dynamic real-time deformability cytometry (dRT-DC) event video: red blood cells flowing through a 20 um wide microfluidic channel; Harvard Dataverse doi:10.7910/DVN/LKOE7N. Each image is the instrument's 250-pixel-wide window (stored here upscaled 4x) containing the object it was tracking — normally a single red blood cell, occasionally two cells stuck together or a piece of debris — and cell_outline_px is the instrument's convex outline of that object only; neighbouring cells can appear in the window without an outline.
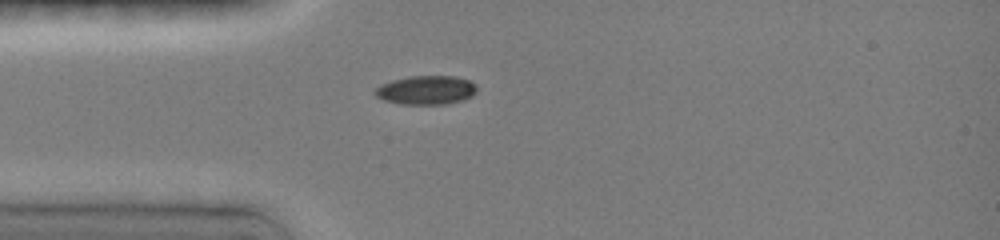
{"species": "common noctule bat (a hibernating species)", "species_latin": "Nyctalus noctula", "temperature_condition": "room temperature", "stored_images_in_passage": 3, "camera_frame_rate_fps": 3000, "um_per_image_px": 0.085, "animal": {"sex": "female", "body_mass_g": 19.0, "forearm_length_mm": 51.5}, "frame": {"image": 1, "passage_image": 1, "time_ms": 0.0, "image_size_px": [1000, 240], "cell_outline_px": [[476, 92], [472, 96], [464, 100], [448, 104], [400, 104], [384, 100], [376, 96], [376, 88], [384, 84], [396, 80], [412, 76], [452, 76], [468, 80], [476, 88]], "centroid_in_image_um": [36.26, 7.68], "position_along_channel_um": 48.7, "area_um2": 16.76}}